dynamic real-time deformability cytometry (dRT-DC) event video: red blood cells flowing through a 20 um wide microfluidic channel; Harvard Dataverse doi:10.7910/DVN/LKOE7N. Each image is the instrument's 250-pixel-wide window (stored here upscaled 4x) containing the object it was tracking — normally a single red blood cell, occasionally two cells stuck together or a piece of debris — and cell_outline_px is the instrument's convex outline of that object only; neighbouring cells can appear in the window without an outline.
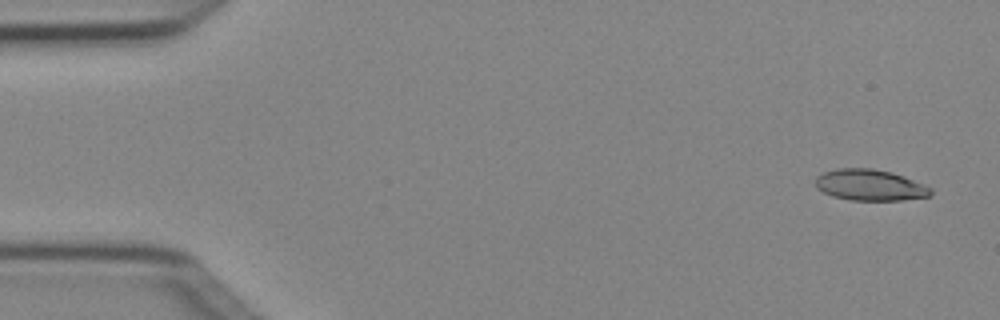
{"species": "Egyptian fruit bat (a non-hibernating species)", "species_latin": "Rousettus aegyptiacus", "temperature_condition": "cold", "stored_images_in_passage": 5, "camera_frame_rate_fps": 3000, "um_per_image_px": 0.085, "animal": {"sex": "female"}, "frame": {"image": 1, "passage_image": 1, "time_ms": 0.0, "image_size_px": [1000, 320], "cell_outline_px": [[932, 196], [904, 200], [852, 200], [832, 196], [816, 188], [816, 176], [824, 172], [836, 168], [872, 168], [892, 172], [904, 176], [924, 184], [932, 188]], "centroid_in_image_um": [73.97, 15.73], "position_along_channel_um": 11.0, "area_um2": 21.1}}
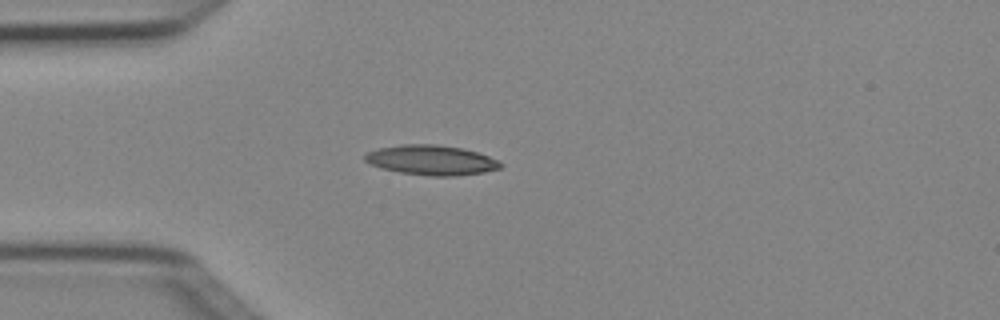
{"frame": {"image": 2, "passage_image": 4, "time_ms": 1.0, "image_size_px": [1000, 320], "cell_outline_px": [[504, 164], [500, 168], [484, 172], [456, 176], [432, 176], [400, 172], [380, 168], [364, 160], [364, 156], [368, 152], [380, 148], [400, 144], [436, 144], [460, 148], [476, 152], [500, 160]], "centroid_in_image_um": [36.69, 13.61], "position_along_channel_um": 48.3, "area_um2": 23.52}}